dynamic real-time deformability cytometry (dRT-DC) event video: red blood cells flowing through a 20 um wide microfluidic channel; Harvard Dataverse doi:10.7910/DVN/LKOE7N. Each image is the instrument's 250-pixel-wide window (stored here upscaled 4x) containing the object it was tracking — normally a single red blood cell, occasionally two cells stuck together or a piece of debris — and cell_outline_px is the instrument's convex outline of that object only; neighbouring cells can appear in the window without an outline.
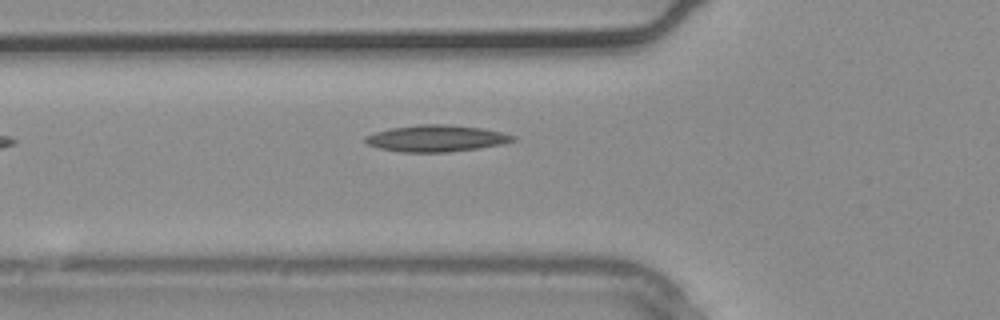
{"species": "common noctule bat (a hibernating species)", "species_latin": "Nyctalus noctula", "temperature_condition": "warm", "stored_images_in_passage": 4, "camera_frame_rate_fps": 3000, "um_per_image_px": 0.085, "animal": {"sex": "male", "body_mass_g": 20.4}, "frame": {"image": 1, "passage_image": 4, "time_ms": 1.0, "image_size_px": [1000, 320], "cell_outline_px": [[516, 140], [500, 144], [476, 148], [448, 152], [400, 152], [380, 148], [368, 144], [364, 140], [364, 136], [376, 132], [392, 128], [420, 124], [444, 124], [480, 128], [500, 132], [516, 136]], "centroid_in_image_um": [37.05, 11.76], "position_along_channel_um": 88.7, "area_um2": 22.54}}